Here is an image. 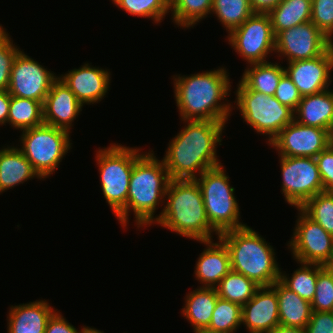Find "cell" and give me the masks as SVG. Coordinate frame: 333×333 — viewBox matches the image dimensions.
Here are the masks:
<instances>
[{
    "instance_id": "6",
    "label": "cell",
    "mask_w": 333,
    "mask_h": 333,
    "mask_svg": "<svg viewBox=\"0 0 333 333\" xmlns=\"http://www.w3.org/2000/svg\"><path fill=\"white\" fill-rule=\"evenodd\" d=\"M141 149L112 143L97 150L102 194L115 216L126 206L133 165L145 153Z\"/></svg>"
},
{
    "instance_id": "39",
    "label": "cell",
    "mask_w": 333,
    "mask_h": 333,
    "mask_svg": "<svg viewBox=\"0 0 333 333\" xmlns=\"http://www.w3.org/2000/svg\"><path fill=\"white\" fill-rule=\"evenodd\" d=\"M274 97L283 105L288 106L295 111L301 101L298 88L292 82L291 78L285 72L278 83Z\"/></svg>"
},
{
    "instance_id": "43",
    "label": "cell",
    "mask_w": 333,
    "mask_h": 333,
    "mask_svg": "<svg viewBox=\"0 0 333 333\" xmlns=\"http://www.w3.org/2000/svg\"><path fill=\"white\" fill-rule=\"evenodd\" d=\"M10 98L7 90H0V126L8 124Z\"/></svg>"
},
{
    "instance_id": "1",
    "label": "cell",
    "mask_w": 333,
    "mask_h": 333,
    "mask_svg": "<svg viewBox=\"0 0 333 333\" xmlns=\"http://www.w3.org/2000/svg\"><path fill=\"white\" fill-rule=\"evenodd\" d=\"M184 127L169 141L163 157L171 179L191 180L223 163L217 156L225 122L182 120ZM199 173V174H197Z\"/></svg>"
},
{
    "instance_id": "26",
    "label": "cell",
    "mask_w": 333,
    "mask_h": 333,
    "mask_svg": "<svg viewBox=\"0 0 333 333\" xmlns=\"http://www.w3.org/2000/svg\"><path fill=\"white\" fill-rule=\"evenodd\" d=\"M247 66L240 81L250 90L274 96L285 67L269 61Z\"/></svg>"
},
{
    "instance_id": "36",
    "label": "cell",
    "mask_w": 333,
    "mask_h": 333,
    "mask_svg": "<svg viewBox=\"0 0 333 333\" xmlns=\"http://www.w3.org/2000/svg\"><path fill=\"white\" fill-rule=\"evenodd\" d=\"M311 309L312 311H333V271L319 264Z\"/></svg>"
},
{
    "instance_id": "10",
    "label": "cell",
    "mask_w": 333,
    "mask_h": 333,
    "mask_svg": "<svg viewBox=\"0 0 333 333\" xmlns=\"http://www.w3.org/2000/svg\"><path fill=\"white\" fill-rule=\"evenodd\" d=\"M226 38L248 65L268 62L267 57L275 52V34L268 13L254 12Z\"/></svg>"
},
{
    "instance_id": "37",
    "label": "cell",
    "mask_w": 333,
    "mask_h": 333,
    "mask_svg": "<svg viewBox=\"0 0 333 333\" xmlns=\"http://www.w3.org/2000/svg\"><path fill=\"white\" fill-rule=\"evenodd\" d=\"M311 22L333 42V0H312Z\"/></svg>"
},
{
    "instance_id": "7",
    "label": "cell",
    "mask_w": 333,
    "mask_h": 333,
    "mask_svg": "<svg viewBox=\"0 0 333 333\" xmlns=\"http://www.w3.org/2000/svg\"><path fill=\"white\" fill-rule=\"evenodd\" d=\"M195 180L200 186L210 225L219 234L247 226L240 222L235 188L230 186L229 176L222 164L206 170Z\"/></svg>"
},
{
    "instance_id": "49",
    "label": "cell",
    "mask_w": 333,
    "mask_h": 333,
    "mask_svg": "<svg viewBox=\"0 0 333 333\" xmlns=\"http://www.w3.org/2000/svg\"><path fill=\"white\" fill-rule=\"evenodd\" d=\"M330 146L333 148V136H332L331 141H330Z\"/></svg>"
},
{
    "instance_id": "40",
    "label": "cell",
    "mask_w": 333,
    "mask_h": 333,
    "mask_svg": "<svg viewBox=\"0 0 333 333\" xmlns=\"http://www.w3.org/2000/svg\"><path fill=\"white\" fill-rule=\"evenodd\" d=\"M324 191L333 188V148L329 145L315 157Z\"/></svg>"
},
{
    "instance_id": "24",
    "label": "cell",
    "mask_w": 333,
    "mask_h": 333,
    "mask_svg": "<svg viewBox=\"0 0 333 333\" xmlns=\"http://www.w3.org/2000/svg\"><path fill=\"white\" fill-rule=\"evenodd\" d=\"M219 296L215 288L198 287L185 296L181 315L193 326L194 333L205 331L212 319Z\"/></svg>"
},
{
    "instance_id": "4",
    "label": "cell",
    "mask_w": 333,
    "mask_h": 333,
    "mask_svg": "<svg viewBox=\"0 0 333 333\" xmlns=\"http://www.w3.org/2000/svg\"><path fill=\"white\" fill-rule=\"evenodd\" d=\"M165 200L154 224L196 241L213 240V233L219 237L207 218L203 195L195 179H171Z\"/></svg>"
},
{
    "instance_id": "35",
    "label": "cell",
    "mask_w": 333,
    "mask_h": 333,
    "mask_svg": "<svg viewBox=\"0 0 333 333\" xmlns=\"http://www.w3.org/2000/svg\"><path fill=\"white\" fill-rule=\"evenodd\" d=\"M300 209L333 236V196L323 191L308 199Z\"/></svg>"
},
{
    "instance_id": "33",
    "label": "cell",
    "mask_w": 333,
    "mask_h": 333,
    "mask_svg": "<svg viewBox=\"0 0 333 333\" xmlns=\"http://www.w3.org/2000/svg\"><path fill=\"white\" fill-rule=\"evenodd\" d=\"M253 13L249 0H213L211 10V14H215L228 34Z\"/></svg>"
},
{
    "instance_id": "31",
    "label": "cell",
    "mask_w": 333,
    "mask_h": 333,
    "mask_svg": "<svg viewBox=\"0 0 333 333\" xmlns=\"http://www.w3.org/2000/svg\"><path fill=\"white\" fill-rule=\"evenodd\" d=\"M289 277L286 272L280 273V281L291 291L297 293L302 299L312 302L316 291L318 264L302 263Z\"/></svg>"
},
{
    "instance_id": "27",
    "label": "cell",
    "mask_w": 333,
    "mask_h": 333,
    "mask_svg": "<svg viewBox=\"0 0 333 333\" xmlns=\"http://www.w3.org/2000/svg\"><path fill=\"white\" fill-rule=\"evenodd\" d=\"M312 0H281L268 12L275 36L286 29L311 21Z\"/></svg>"
},
{
    "instance_id": "12",
    "label": "cell",
    "mask_w": 333,
    "mask_h": 333,
    "mask_svg": "<svg viewBox=\"0 0 333 333\" xmlns=\"http://www.w3.org/2000/svg\"><path fill=\"white\" fill-rule=\"evenodd\" d=\"M288 249L296 262L326 266L333 253V236L300 208Z\"/></svg>"
},
{
    "instance_id": "29",
    "label": "cell",
    "mask_w": 333,
    "mask_h": 333,
    "mask_svg": "<svg viewBox=\"0 0 333 333\" xmlns=\"http://www.w3.org/2000/svg\"><path fill=\"white\" fill-rule=\"evenodd\" d=\"M260 286L241 273L231 270L215 287L219 298L245 305Z\"/></svg>"
},
{
    "instance_id": "9",
    "label": "cell",
    "mask_w": 333,
    "mask_h": 333,
    "mask_svg": "<svg viewBox=\"0 0 333 333\" xmlns=\"http://www.w3.org/2000/svg\"><path fill=\"white\" fill-rule=\"evenodd\" d=\"M20 135V151L43 180L58 169L72 149L70 133L47 124L22 130Z\"/></svg>"
},
{
    "instance_id": "47",
    "label": "cell",
    "mask_w": 333,
    "mask_h": 333,
    "mask_svg": "<svg viewBox=\"0 0 333 333\" xmlns=\"http://www.w3.org/2000/svg\"><path fill=\"white\" fill-rule=\"evenodd\" d=\"M86 333H104V331H100L96 328H93V327H89L86 331Z\"/></svg>"
},
{
    "instance_id": "17",
    "label": "cell",
    "mask_w": 333,
    "mask_h": 333,
    "mask_svg": "<svg viewBox=\"0 0 333 333\" xmlns=\"http://www.w3.org/2000/svg\"><path fill=\"white\" fill-rule=\"evenodd\" d=\"M108 70L84 63L78 69L68 70V73L58 75V77L75 94L82 105H90L96 104L106 97L111 83V72Z\"/></svg>"
},
{
    "instance_id": "45",
    "label": "cell",
    "mask_w": 333,
    "mask_h": 333,
    "mask_svg": "<svg viewBox=\"0 0 333 333\" xmlns=\"http://www.w3.org/2000/svg\"><path fill=\"white\" fill-rule=\"evenodd\" d=\"M270 333H307L305 328L277 325Z\"/></svg>"
},
{
    "instance_id": "30",
    "label": "cell",
    "mask_w": 333,
    "mask_h": 333,
    "mask_svg": "<svg viewBox=\"0 0 333 333\" xmlns=\"http://www.w3.org/2000/svg\"><path fill=\"white\" fill-rule=\"evenodd\" d=\"M213 0H170L172 19L178 27L189 29L211 14Z\"/></svg>"
},
{
    "instance_id": "48",
    "label": "cell",
    "mask_w": 333,
    "mask_h": 333,
    "mask_svg": "<svg viewBox=\"0 0 333 333\" xmlns=\"http://www.w3.org/2000/svg\"><path fill=\"white\" fill-rule=\"evenodd\" d=\"M326 267H328L329 269H331L333 271V253H332L331 259H330L329 263L326 265Z\"/></svg>"
},
{
    "instance_id": "34",
    "label": "cell",
    "mask_w": 333,
    "mask_h": 333,
    "mask_svg": "<svg viewBox=\"0 0 333 333\" xmlns=\"http://www.w3.org/2000/svg\"><path fill=\"white\" fill-rule=\"evenodd\" d=\"M112 3L132 16L151 18L157 25L170 13V0H112Z\"/></svg>"
},
{
    "instance_id": "15",
    "label": "cell",
    "mask_w": 333,
    "mask_h": 333,
    "mask_svg": "<svg viewBox=\"0 0 333 333\" xmlns=\"http://www.w3.org/2000/svg\"><path fill=\"white\" fill-rule=\"evenodd\" d=\"M332 136L328 130L293 120L268 145L278 156L315 158L330 145Z\"/></svg>"
},
{
    "instance_id": "41",
    "label": "cell",
    "mask_w": 333,
    "mask_h": 333,
    "mask_svg": "<svg viewBox=\"0 0 333 333\" xmlns=\"http://www.w3.org/2000/svg\"><path fill=\"white\" fill-rule=\"evenodd\" d=\"M307 333H333V311H312Z\"/></svg>"
},
{
    "instance_id": "28",
    "label": "cell",
    "mask_w": 333,
    "mask_h": 333,
    "mask_svg": "<svg viewBox=\"0 0 333 333\" xmlns=\"http://www.w3.org/2000/svg\"><path fill=\"white\" fill-rule=\"evenodd\" d=\"M8 124L20 131L44 124L43 103L22 97L11 96Z\"/></svg>"
},
{
    "instance_id": "19",
    "label": "cell",
    "mask_w": 333,
    "mask_h": 333,
    "mask_svg": "<svg viewBox=\"0 0 333 333\" xmlns=\"http://www.w3.org/2000/svg\"><path fill=\"white\" fill-rule=\"evenodd\" d=\"M75 94L58 77L51 85L43 103L44 124L70 132L73 122L82 111Z\"/></svg>"
},
{
    "instance_id": "50",
    "label": "cell",
    "mask_w": 333,
    "mask_h": 333,
    "mask_svg": "<svg viewBox=\"0 0 333 333\" xmlns=\"http://www.w3.org/2000/svg\"><path fill=\"white\" fill-rule=\"evenodd\" d=\"M329 193L333 196V188L329 190Z\"/></svg>"
},
{
    "instance_id": "38",
    "label": "cell",
    "mask_w": 333,
    "mask_h": 333,
    "mask_svg": "<svg viewBox=\"0 0 333 333\" xmlns=\"http://www.w3.org/2000/svg\"><path fill=\"white\" fill-rule=\"evenodd\" d=\"M20 50L10 35L0 43V90H8L12 63Z\"/></svg>"
},
{
    "instance_id": "46",
    "label": "cell",
    "mask_w": 333,
    "mask_h": 333,
    "mask_svg": "<svg viewBox=\"0 0 333 333\" xmlns=\"http://www.w3.org/2000/svg\"><path fill=\"white\" fill-rule=\"evenodd\" d=\"M8 32L3 28L2 24L0 25V43L8 36Z\"/></svg>"
},
{
    "instance_id": "22",
    "label": "cell",
    "mask_w": 333,
    "mask_h": 333,
    "mask_svg": "<svg viewBox=\"0 0 333 333\" xmlns=\"http://www.w3.org/2000/svg\"><path fill=\"white\" fill-rule=\"evenodd\" d=\"M294 120L306 126L328 130L333 135V90L303 96L294 111Z\"/></svg>"
},
{
    "instance_id": "5",
    "label": "cell",
    "mask_w": 333,
    "mask_h": 333,
    "mask_svg": "<svg viewBox=\"0 0 333 333\" xmlns=\"http://www.w3.org/2000/svg\"><path fill=\"white\" fill-rule=\"evenodd\" d=\"M230 254L231 270L241 273L257 285L271 286L280 280L281 268L272 245L254 231L244 226L219 234Z\"/></svg>"
},
{
    "instance_id": "11",
    "label": "cell",
    "mask_w": 333,
    "mask_h": 333,
    "mask_svg": "<svg viewBox=\"0 0 333 333\" xmlns=\"http://www.w3.org/2000/svg\"><path fill=\"white\" fill-rule=\"evenodd\" d=\"M279 161L281 191L289 205L300 208L308 199L324 191L315 158L279 156Z\"/></svg>"
},
{
    "instance_id": "2",
    "label": "cell",
    "mask_w": 333,
    "mask_h": 333,
    "mask_svg": "<svg viewBox=\"0 0 333 333\" xmlns=\"http://www.w3.org/2000/svg\"><path fill=\"white\" fill-rule=\"evenodd\" d=\"M174 97L181 120H208L227 122L233 103H229L230 78L225 67L173 77ZM227 98V99H226ZM225 100L227 101L225 103Z\"/></svg>"
},
{
    "instance_id": "3",
    "label": "cell",
    "mask_w": 333,
    "mask_h": 333,
    "mask_svg": "<svg viewBox=\"0 0 333 333\" xmlns=\"http://www.w3.org/2000/svg\"><path fill=\"white\" fill-rule=\"evenodd\" d=\"M170 181L163 159L153 150L145 152L133 165L126 206L115 216L121 227L126 228L131 211L138 229L154 225L155 211L164 204Z\"/></svg>"
},
{
    "instance_id": "14",
    "label": "cell",
    "mask_w": 333,
    "mask_h": 333,
    "mask_svg": "<svg viewBox=\"0 0 333 333\" xmlns=\"http://www.w3.org/2000/svg\"><path fill=\"white\" fill-rule=\"evenodd\" d=\"M57 78L58 76L53 71H48L47 68L20 50L12 63L7 91L11 96L44 103L52 83Z\"/></svg>"
},
{
    "instance_id": "16",
    "label": "cell",
    "mask_w": 333,
    "mask_h": 333,
    "mask_svg": "<svg viewBox=\"0 0 333 333\" xmlns=\"http://www.w3.org/2000/svg\"><path fill=\"white\" fill-rule=\"evenodd\" d=\"M332 70L333 45L321 56L287 62V67L285 66V72L302 97L330 88Z\"/></svg>"
},
{
    "instance_id": "42",
    "label": "cell",
    "mask_w": 333,
    "mask_h": 333,
    "mask_svg": "<svg viewBox=\"0 0 333 333\" xmlns=\"http://www.w3.org/2000/svg\"><path fill=\"white\" fill-rule=\"evenodd\" d=\"M83 328L76 329L70 324L60 311H55L52 316L48 319L45 333H86L89 326H82Z\"/></svg>"
},
{
    "instance_id": "32",
    "label": "cell",
    "mask_w": 333,
    "mask_h": 333,
    "mask_svg": "<svg viewBox=\"0 0 333 333\" xmlns=\"http://www.w3.org/2000/svg\"><path fill=\"white\" fill-rule=\"evenodd\" d=\"M242 323V306L221 298L212 313V319L205 330L208 333H236Z\"/></svg>"
},
{
    "instance_id": "18",
    "label": "cell",
    "mask_w": 333,
    "mask_h": 333,
    "mask_svg": "<svg viewBox=\"0 0 333 333\" xmlns=\"http://www.w3.org/2000/svg\"><path fill=\"white\" fill-rule=\"evenodd\" d=\"M249 333H270L280 324L278 297L271 286L259 287L242 306V323Z\"/></svg>"
},
{
    "instance_id": "8",
    "label": "cell",
    "mask_w": 333,
    "mask_h": 333,
    "mask_svg": "<svg viewBox=\"0 0 333 333\" xmlns=\"http://www.w3.org/2000/svg\"><path fill=\"white\" fill-rule=\"evenodd\" d=\"M235 94L234 103L242 118L255 132L268 136L267 144L294 120V111L288 106L274 96L248 89L241 81Z\"/></svg>"
},
{
    "instance_id": "21",
    "label": "cell",
    "mask_w": 333,
    "mask_h": 333,
    "mask_svg": "<svg viewBox=\"0 0 333 333\" xmlns=\"http://www.w3.org/2000/svg\"><path fill=\"white\" fill-rule=\"evenodd\" d=\"M57 309L47 300H36L9 308L8 333H45L48 319Z\"/></svg>"
},
{
    "instance_id": "20",
    "label": "cell",
    "mask_w": 333,
    "mask_h": 333,
    "mask_svg": "<svg viewBox=\"0 0 333 333\" xmlns=\"http://www.w3.org/2000/svg\"><path fill=\"white\" fill-rule=\"evenodd\" d=\"M217 240L215 243L214 240L198 241L206 246L194 267L195 279L202 284L199 287L215 288L231 271L228 248L219 237Z\"/></svg>"
},
{
    "instance_id": "23",
    "label": "cell",
    "mask_w": 333,
    "mask_h": 333,
    "mask_svg": "<svg viewBox=\"0 0 333 333\" xmlns=\"http://www.w3.org/2000/svg\"><path fill=\"white\" fill-rule=\"evenodd\" d=\"M36 177L43 180L17 146L0 149V194Z\"/></svg>"
},
{
    "instance_id": "25",
    "label": "cell",
    "mask_w": 333,
    "mask_h": 333,
    "mask_svg": "<svg viewBox=\"0 0 333 333\" xmlns=\"http://www.w3.org/2000/svg\"><path fill=\"white\" fill-rule=\"evenodd\" d=\"M271 287L276 291L278 297L280 324L305 328L312 313L311 303L291 291L280 280L275 281Z\"/></svg>"
},
{
    "instance_id": "13",
    "label": "cell",
    "mask_w": 333,
    "mask_h": 333,
    "mask_svg": "<svg viewBox=\"0 0 333 333\" xmlns=\"http://www.w3.org/2000/svg\"><path fill=\"white\" fill-rule=\"evenodd\" d=\"M333 42L311 21L279 32L275 36V54L287 62L311 59L324 54Z\"/></svg>"
},
{
    "instance_id": "44",
    "label": "cell",
    "mask_w": 333,
    "mask_h": 333,
    "mask_svg": "<svg viewBox=\"0 0 333 333\" xmlns=\"http://www.w3.org/2000/svg\"><path fill=\"white\" fill-rule=\"evenodd\" d=\"M281 0H249L250 6L254 12L268 13L275 8Z\"/></svg>"
}]
</instances>
